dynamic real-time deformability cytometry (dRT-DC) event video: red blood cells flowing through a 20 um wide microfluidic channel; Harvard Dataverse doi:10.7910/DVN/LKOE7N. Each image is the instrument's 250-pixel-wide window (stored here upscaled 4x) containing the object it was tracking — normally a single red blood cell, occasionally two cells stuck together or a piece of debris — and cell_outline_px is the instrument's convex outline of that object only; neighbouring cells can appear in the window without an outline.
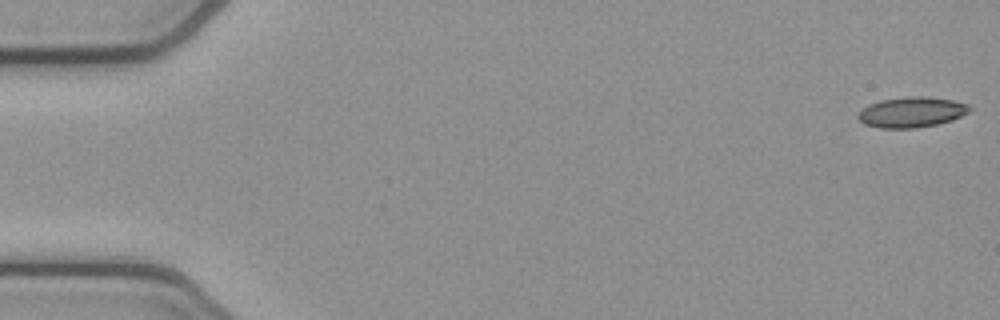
{"species": "common noctule bat (a hibernating species)", "species_latin": "Nyctalus noctula", "temperature_condition": "cold", "stored_images_in_passage": 53, "camera_frame_rate_fps": 3000, "um_per_image_px": 0.085, "animal": {"sex": "female", "body_mass_g": 21.9}, "frame": {"image": 1, "passage_image": 1, "time_ms": 0.0, "image_size_px": [1000, 320], "cell_outline_px": [[964, 112], [948, 120], [932, 124], [904, 128], [892, 128], [868, 124], [860, 116], [860, 112], [872, 104], [888, 100], [948, 100], [964, 104]], "centroid_in_image_um": [77.41, 9.59], "position_along_channel_um": 7.6, "area_um2": 16.59}}
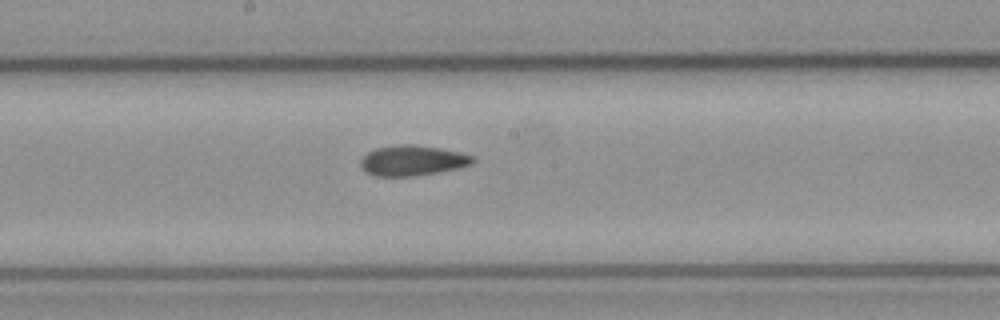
{"frame": {"image": 2, "passage_image": 28, "time_ms": 9.0, "image_size_px": [1000, 320], "cell_outline_px": [[472, 160], [464, 164], [448, 168], [428, 172], [396, 176], [384, 176], [372, 172], [364, 168], [364, 160], [372, 152], [384, 148], [424, 148], [448, 152], [468, 156]], "centroid_in_image_um": [34.96, 13.69], "position_along_channel_um": 213.2, "area_um2": 15.9}}
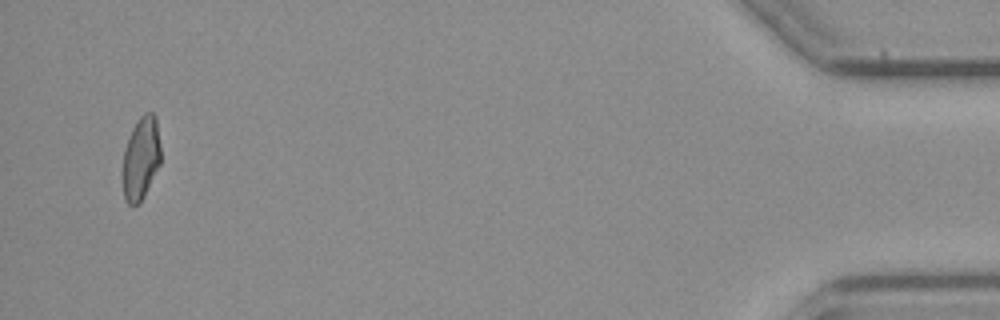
{"frame": {"image": 3, "passage_image": 51, "time_ms": 16.667, "image_size_px": [1000, 320], "cell_outline_px": [[160, 160], [140, 200], [136, 204], [132, 204], [128, 200], [124, 192], [124, 152], [128, 140], [136, 124], [144, 116], [152, 116], [156, 124], [160, 148]], "centroid_in_image_um": [11.97, 13.47], "position_along_channel_um": 423.2, "area_um2": 16.36}, "authors_computed_cell_mechanics": {"area_um2": 16.5886, "velocity_mm_per_s": 3.8803, "shape_relaxation_time_tau1_ms": null, "shape_relaxation_time_tau2_ms": 2.9174, "deformation_change_tau1": null, "deformation_change_tau2": 0.0915}}